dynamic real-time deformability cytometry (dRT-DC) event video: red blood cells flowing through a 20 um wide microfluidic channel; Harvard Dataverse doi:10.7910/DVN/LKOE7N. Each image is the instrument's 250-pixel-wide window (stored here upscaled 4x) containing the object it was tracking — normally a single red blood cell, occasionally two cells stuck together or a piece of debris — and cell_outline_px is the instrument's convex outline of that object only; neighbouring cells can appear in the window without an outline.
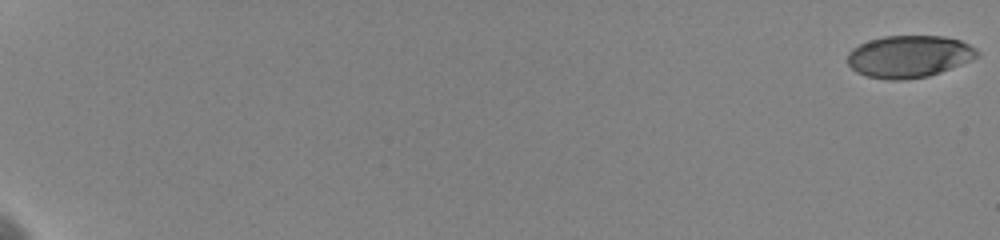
{"species": "human", "species_latin": "Homo sapiens", "temperature_condition": "cold", "stored_images_in_passage": 34, "camera_frame_rate_fps": 3000, "um_per_image_px": 0.085, "donor": {"sex": "female"}, "frame": {"image": 1, "passage_image": 1, "time_ms": 0.0, "image_size_px": [1000, 240], "cell_outline_px": [[980, 56], [940, 72], [928, 76], [904, 80], [888, 80], [868, 76], [856, 72], [848, 64], [848, 52], [852, 48], [868, 40], [884, 36], [944, 36], [960, 40], [976, 48], [980, 52]], "centroid_in_image_um": [77.27, 4.79], "position_along_channel_um": 7.7, "area_um2": 31.85}}
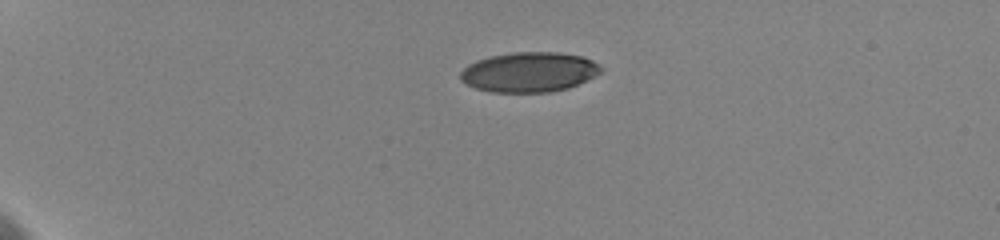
{"frame": {"image": 2, "passage_image": 20, "time_ms": 5.333, "image_size_px": [1000, 240], "cell_outline_px": [[604, 68], [600, 72], [568, 88], [548, 92], [492, 92], [476, 88], [460, 80], [460, 72], [468, 64], [476, 60], [492, 56], [512, 52], [556, 52], [580, 56], [592, 60]], "centroid_in_image_um": [44.94, 6.12], "position_along_channel_um": 40.1, "area_um2": 32.37}}
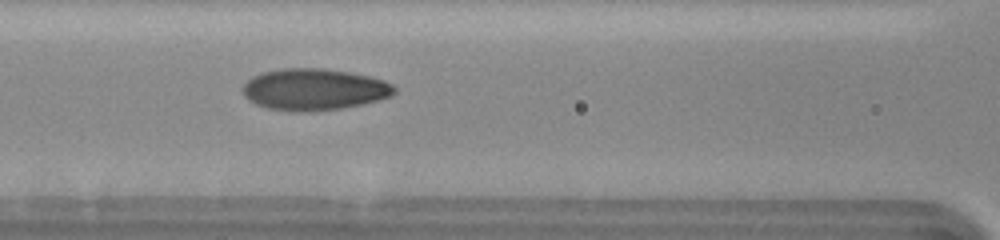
{"frame": {"image": 3, "passage_image": 28, "time_ms": 10.0, "image_size_px": [1000, 240], "cell_outline_px": [[396, 92], [392, 96], [380, 100], [340, 108], [300, 112], [296, 112], [268, 108], [256, 104], [248, 100], [244, 96], [244, 84], [252, 76], [264, 72], [280, 68], [324, 68], [348, 72], [368, 76], [384, 80], [392, 84], [396, 88]], "centroid_in_image_um": [26.71, 7.59], "position_along_channel_um": 139.9, "area_um2": 36.65}}